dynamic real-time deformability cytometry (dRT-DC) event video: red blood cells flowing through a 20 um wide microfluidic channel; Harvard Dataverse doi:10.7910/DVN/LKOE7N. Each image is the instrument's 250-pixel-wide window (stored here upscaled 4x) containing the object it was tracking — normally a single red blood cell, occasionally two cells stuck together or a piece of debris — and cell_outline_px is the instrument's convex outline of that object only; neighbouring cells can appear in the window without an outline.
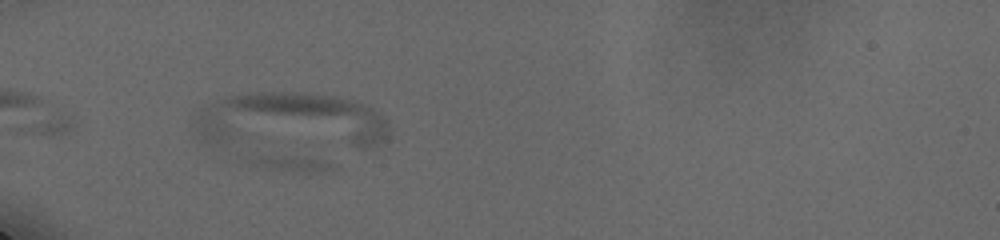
{"species": "human", "species_latin": "Homo sapiens", "temperature_condition": "cold", "stored_images_in_passage": 29, "segment_of_instrument_passage": [1, 2], "camera_frame_rate_fps": 3000, "um_per_image_px": 0.085, "donor": {"sex": "male"}, "frame": {"image": 1, "passage_image": 3, "time_ms": 2.0, "image_size_px": [1000, 240], "cell_outline_px": [[388, 140], [380, 144], [364, 148], [356, 148], [216, 144], [200, 140], [196, 136], [196, 120], [200, 108], [232, 96], [256, 92], [300, 92], [332, 96], [348, 100], [372, 108], [380, 112], [388, 120]], "centroid_in_image_um": [24.75, 10.32], "position_along_channel_um": 60.2, "area_um2": 65.14}}